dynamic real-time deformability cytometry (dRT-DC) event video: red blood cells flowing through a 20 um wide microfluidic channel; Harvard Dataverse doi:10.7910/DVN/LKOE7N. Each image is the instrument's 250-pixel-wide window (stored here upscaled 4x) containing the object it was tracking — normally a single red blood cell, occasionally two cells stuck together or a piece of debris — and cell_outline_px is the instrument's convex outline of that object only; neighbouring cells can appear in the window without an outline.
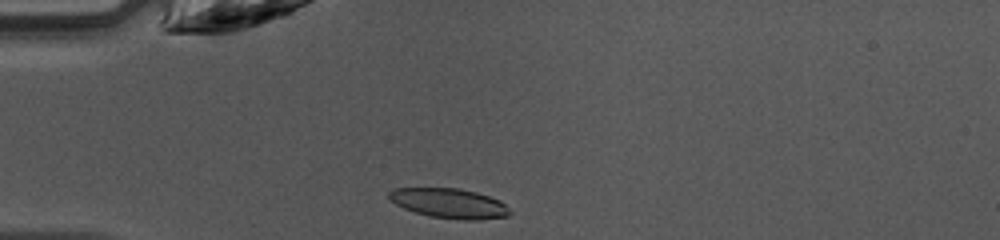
{"species": "common noctule bat (a hibernating species)", "species_latin": "Nyctalus noctula", "temperature_condition": "warm", "stored_images_in_passage": 9, "camera_frame_rate_fps": 3000, "um_per_image_px": 0.085, "animal": {"sex": "female", "body_mass_g": 10.0, "forearm_length_mm": 53.1}, "frame": {"image": 1, "passage_image": 1, "time_ms": 0.0, "image_size_px": [1000, 240], "cell_outline_px": [[512, 212], [508, 216], [480, 220], [460, 220], [428, 216], [404, 208], [396, 204], [388, 196], [388, 192], [392, 188], [460, 188], [476, 192], [500, 200]], "centroid_in_image_um": [38.2, 17.28], "position_along_channel_um": 46.8, "area_um2": 21.04}}
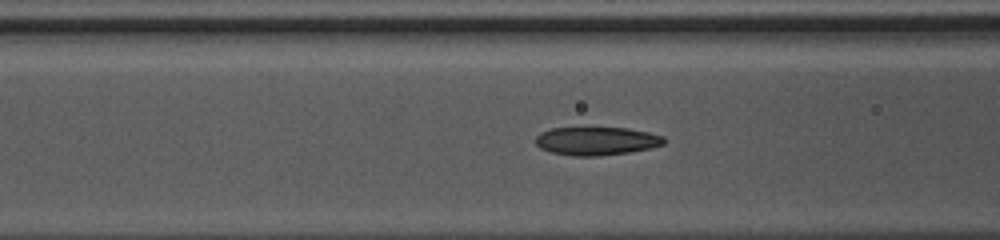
{"frame": {"image": 2, "passage_image": 7, "time_ms": 2.0, "image_size_px": [1000, 240], "cell_outline_px": [[664, 144], [648, 148], [628, 152], [596, 156], [572, 156], [552, 152], [540, 148], [536, 144], [536, 136], [540, 132], [552, 128], [628, 128], [648, 132], [664, 136]], "centroid_in_image_um": [50.68, 11.98], "position_along_channel_um": 115.9, "area_um2": 20.98}}